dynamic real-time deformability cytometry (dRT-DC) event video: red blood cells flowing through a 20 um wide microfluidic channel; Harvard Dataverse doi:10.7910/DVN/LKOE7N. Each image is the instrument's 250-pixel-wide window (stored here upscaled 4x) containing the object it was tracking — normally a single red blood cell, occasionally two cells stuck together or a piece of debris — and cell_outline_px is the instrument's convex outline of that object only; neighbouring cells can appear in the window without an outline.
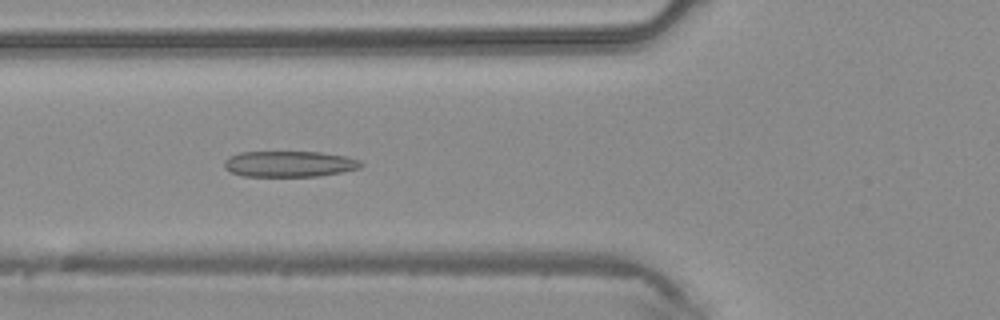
{"species": "common noctule bat (a hibernating species)", "species_latin": "Nyctalus noctula", "temperature_condition": "warm", "stored_images_in_passage": 41, "camera_frame_rate_fps": 3000, "um_per_image_px": 0.085, "animal": {"sex": "male", "body_mass_g": 20.4}, "frame": {"image": 1, "passage_image": 16, "time_ms": 5.0, "image_size_px": [1000, 320], "cell_outline_px": [[364, 164], [360, 168], [320, 176], [244, 176], [232, 172], [224, 168], [224, 160], [228, 156], [240, 152], [320, 152], [348, 156], [360, 160]], "centroid_in_image_um": [24.6, 13.93], "position_along_channel_um": 101.2, "area_um2": 20.75}}
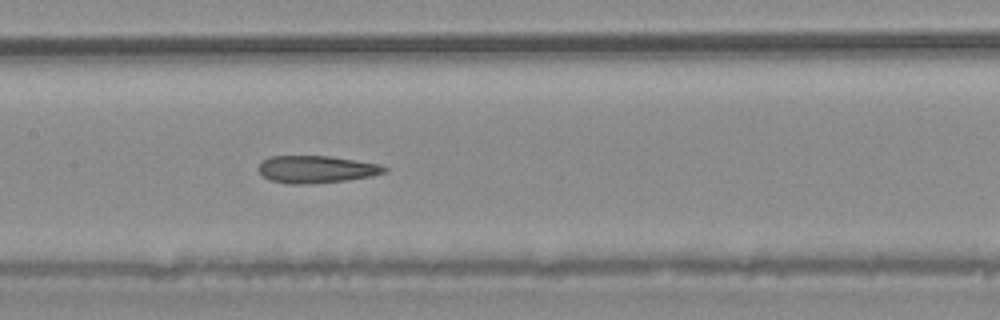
{"frame": {"image": 2, "passage_image": 21, "time_ms": 6.667, "image_size_px": [1000, 320], "cell_outline_px": [[388, 172], [372, 176], [348, 180], [312, 184], [288, 184], [268, 180], [256, 168], [260, 160], [268, 156], [328, 156], [380, 164], [388, 168]], "centroid_in_image_um": [26.85, 14.39], "position_along_channel_um": 180.5, "area_um2": 20.4}}
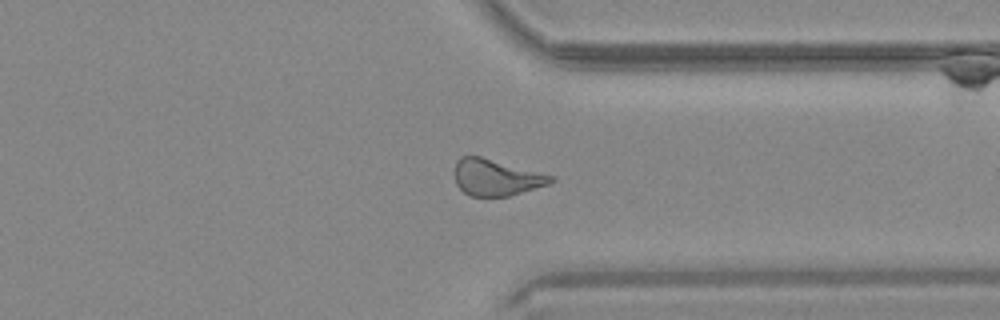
{"frame": {"image": 3, "passage_image": 33, "time_ms": 10.667, "image_size_px": [1000, 320], "cell_outline_px": [[556, 180], [548, 184], [508, 196], [468, 196], [456, 184], [456, 160], [460, 156], [480, 156], [556, 176]], "centroid_in_image_um": [42.19, 15.08], "position_along_channel_um": 369.2, "area_um2": 20.29}}